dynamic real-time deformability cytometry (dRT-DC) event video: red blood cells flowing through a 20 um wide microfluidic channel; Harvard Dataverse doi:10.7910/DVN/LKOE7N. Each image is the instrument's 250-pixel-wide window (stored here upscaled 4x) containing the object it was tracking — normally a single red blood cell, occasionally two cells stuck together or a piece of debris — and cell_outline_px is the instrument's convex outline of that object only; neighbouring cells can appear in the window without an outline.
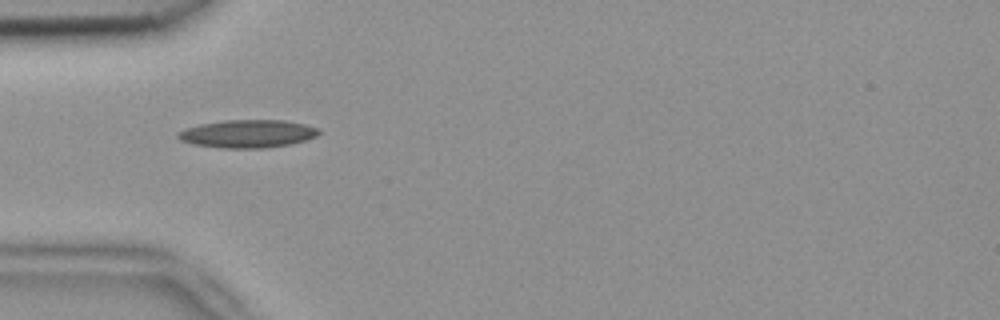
{"species": "common noctule bat (a hibernating species)", "species_latin": "Nyctalus noctula", "temperature_condition": "room temperature", "stored_images_in_passage": 7, "camera_frame_rate_fps": 3000, "um_per_image_px": 0.085, "animal": {"sex": "female", "body_mass_g": 18.4}, "frame": {"image": 1, "passage_image": 1, "time_ms": 0.0, "image_size_px": [1000, 320], "cell_outline_px": [[320, 132], [316, 136], [292, 144], [264, 148], [220, 148], [192, 144], [180, 140], [176, 136], [176, 132], [184, 128], [200, 124], [224, 120], [284, 120], [304, 124], [316, 128]], "centroid_in_image_um": [20.99, 11.37], "position_along_channel_um": 64.0, "area_um2": 23.0}}
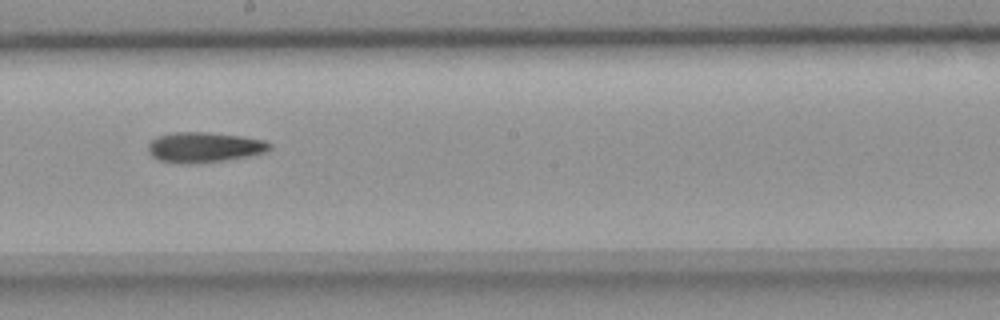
{"frame": {"image": 2, "passage_image": 5, "time_ms": 1.333, "image_size_px": [1000, 320], "cell_outline_px": [[272, 148], [264, 152], [248, 156], [200, 164], [184, 164], [160, 160], [152, 156], [148, 152], [148, 144], [156, 136], [172, 132], [208, 132], [244, 136], [264, 140], [272, 144]], "centroid_in_image_um": [17.35, 12.51], "position_along_channel_um": 230.8, "area_um2": 21.68}}
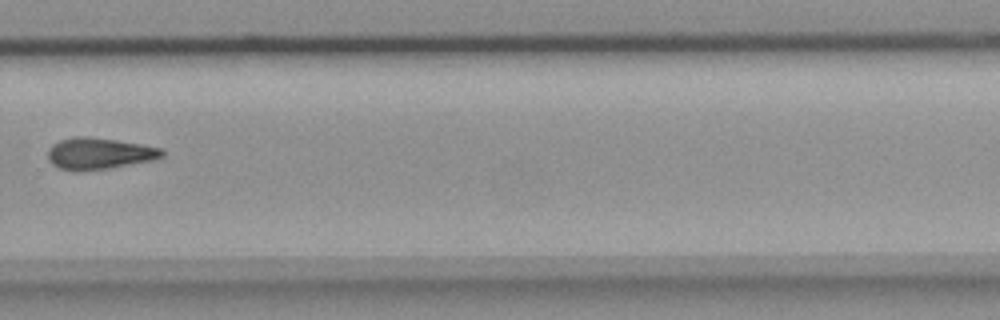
{"frame": {"image": 3, "passage_image": 7, "time_ms": 2.0, "image_size_px": [1000, 320], "cell_outline_px": [[164, 156], [152, 160], [108, 168], [76, 172], [72, 172], [60, 168], [52, 164], [48, 160], [48, 148], [52, 144], [60, 140], [72, 136], [84, 136], [116, 140], [140, 144], [160, 148], [164, 152]], "centroid_in_image_um": [8.37, 13.05], "position_along_channel_um": 321.4, "area_um2": 20.98}}